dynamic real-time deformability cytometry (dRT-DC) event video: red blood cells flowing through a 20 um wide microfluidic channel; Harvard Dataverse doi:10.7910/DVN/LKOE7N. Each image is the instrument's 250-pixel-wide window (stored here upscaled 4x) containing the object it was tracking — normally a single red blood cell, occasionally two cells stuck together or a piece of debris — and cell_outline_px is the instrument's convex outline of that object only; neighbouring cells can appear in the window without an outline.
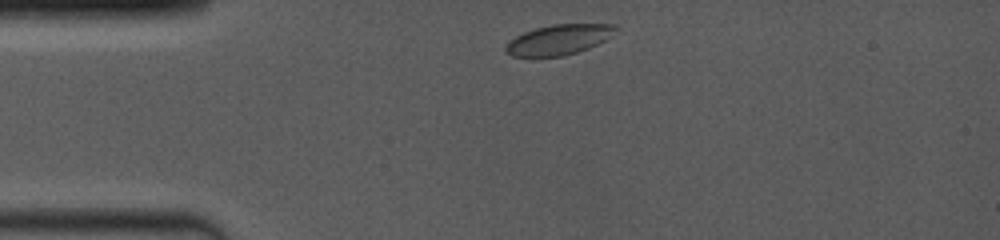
{"species": "common noctule bat (a hibernating species)", "species_latin": "Nyctalus noctula", "temperature_condition": "room temperature", "stored_images_in_passage": 29, "camera_frame_rate_fps": 4000, "um_per_image_px": 0.085, "animal": {"sex": "female", "body_mass_g": 19.0, "forearm_length_mm": 53.3}, "frame": {"image": 1, "passage_image": 1, "time_ms": 0.0, "image_size_px": [1000, 240], "cell_outline_px": [[616, 28], [612, 36], [588, 48], [564, 56], [512, 56], [504, 52], [504, 48], [508, 40], [524, 32], [536, 28], [552, 24], [616, 24]], "centroid_in_image_um": [47.46, 3.37], "position_along_channel_um": 37.5, "area_um2": 19.25}}
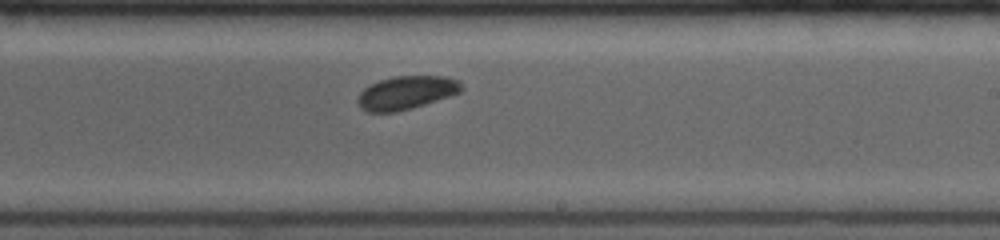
{"frame": {"image": 2, "passage_image": 16, "time_ms": 6.25, "image_size_px": [1000, 240], "cell_outline_px": [[464, 88], [460, 92], [412, 108], [396, 112], [368, 112], [360, 108], [356, 100], [360, 92], [364, 88], [380, 80], [392, 76], [444, 76], [460, 80]], "centroid_in_image_um": [34.53, 7.87], "position_along_channel_um": 254.5, "area_um2": 20.17}}
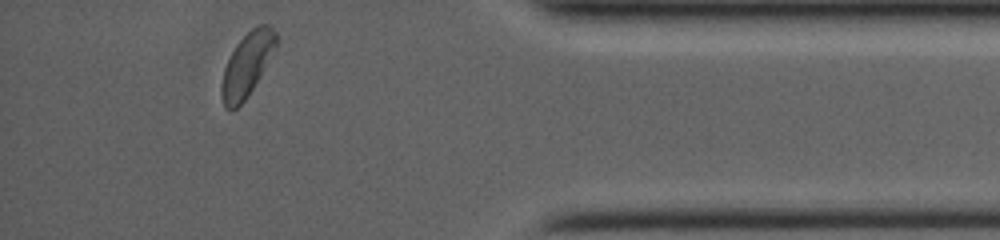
{"frame": {"image": 3, "passage_image": 28, "time_ms": 10.75, "image_size_px": [1000, 240], "cell_outline_px": [[276, 48], [248, 96], [232, 112], [228, 112], [224, 108], [220, 96], [220, 84], [224, 68], [236, 44], [252, 28], [260, 24], [268, 24], [276, 32]], "centroid_in_image_um": [20.96, 5.55], "position_along_channel_um": 414.2, "area_um2": 20.23}, "authors_computed_cell_mechanics": {"area_um2": 20.2878, "velocity_mm_per_s": 4.013, "shape_relaxation_time_tau1_ms": 2.1954, "shape_relaxation_time_tau2_ms": null, "deformation_change_tau1": 0.0409, "deformation_change_tau2": null}}